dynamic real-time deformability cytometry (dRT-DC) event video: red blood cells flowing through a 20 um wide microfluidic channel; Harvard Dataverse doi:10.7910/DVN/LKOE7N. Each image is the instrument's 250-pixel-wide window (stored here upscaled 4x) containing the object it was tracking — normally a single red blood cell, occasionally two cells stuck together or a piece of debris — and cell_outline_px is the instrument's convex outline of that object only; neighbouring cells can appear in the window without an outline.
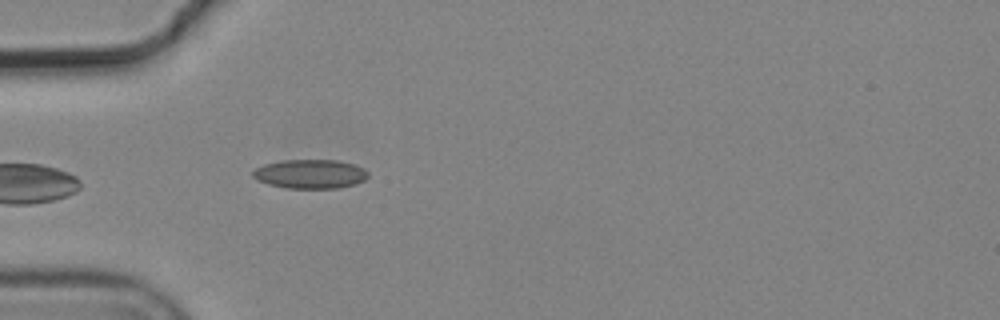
{"species": "common noctule bat (a hibernating species)", "species_latin": "Nyctalus noctula", "temperature_condition": "cold", "stored_images_in_passage": 2, "camera_frame_rate_fps": 3000, "um_per_image_px": 0.085, "animal": {"sex": "male", "body_mass_g": 19.2, "forearm_length_mm": 51.8}, "frame": {"image": 1, "passage_image": 2, "time_ms": 0.333, "image_size_px": [1000, 320], "cell_outline_px": [[368, 176], [364, 180], [356, 184], [336, 188], [288, 188], [268, 184], [256, 180], [252, 176], [252, 172], [256, 168], [264, 164], [284, 160], [336, 160], [352, 164], [364, 168], [368, 172]], "centroid_in_image_um": [26.36, 14.79], "position_along_channel_um": 58.6, "area_um2": 19.48}}